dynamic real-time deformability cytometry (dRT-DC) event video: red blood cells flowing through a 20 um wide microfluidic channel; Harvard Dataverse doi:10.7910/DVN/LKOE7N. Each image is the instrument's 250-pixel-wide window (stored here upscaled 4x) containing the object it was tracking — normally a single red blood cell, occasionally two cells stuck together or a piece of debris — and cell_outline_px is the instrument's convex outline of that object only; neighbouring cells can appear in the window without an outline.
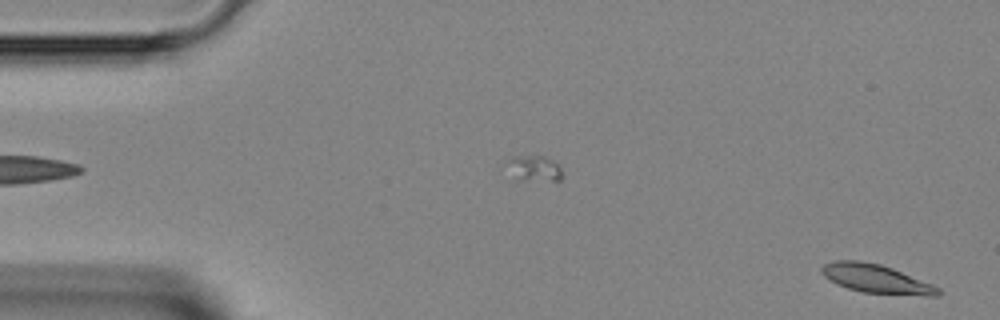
{"species": "Egyptian fruit bat (a non-hibernating species)", "species_latin": "Rousettus aegyptiacus", "temperature_condition": "room temperature", "stored_images_in_passage": 14, "camera_frame_rate_fps": 3000, "um_per_image_px": 0.085, "animal": {"sex": "female"}, "frame": {"image": 1, "passage_image": 1, "time_ms": 0.0, "image_size_px": [1000, 320], "cell_outline_px": [[940, 296], [928, 296], [864, 292], [848, 288], [836, 284], [828, 280], [820, 272], [820, 268], [824, 264], [836, 260], [860, 260], [880, 264], [892, 268], [932, 284], [940, 288]], "centroid_in_image_um": [74.45, 23.69], "position_along_channel_um": 10.6, "area_um2": 19.48}}
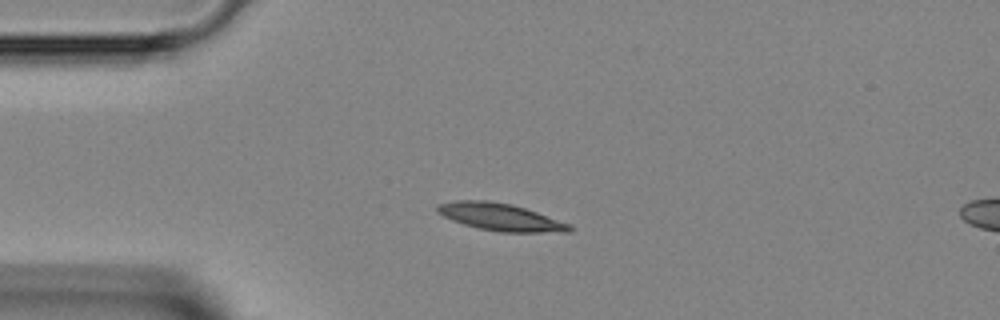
{"frame": {"image": 2, "passage_image": 10, "time_ms": 3.0, "image_size_px": [1000, 320], "cell_outline_px": [[572, 232], [500, 232], [480, 228], [464, 224], [452, 220], [436, 212], [436, 204], [456, 200], [488, 200], [512, 204], [536, 212], [568, 224], [572, 228]], "centroid_in_image_um": [42.48, 18.43], "position_along_channel_um": 42.5, "area_um2": 20.81}}